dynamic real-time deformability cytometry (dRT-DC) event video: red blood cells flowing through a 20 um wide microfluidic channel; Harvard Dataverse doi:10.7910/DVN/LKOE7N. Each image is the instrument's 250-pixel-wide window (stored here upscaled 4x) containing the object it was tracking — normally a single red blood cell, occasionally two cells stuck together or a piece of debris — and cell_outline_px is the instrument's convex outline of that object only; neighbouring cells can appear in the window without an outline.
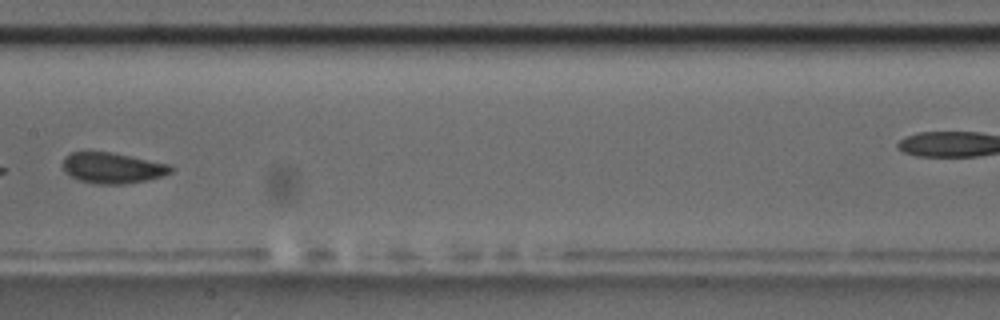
{"species": "common noctule bat (a hibernating species)", "species_latin": "Nyctalus noctula", "temperature_condition": "room temperature", "stored_images_in_passage": 11, "camera_frame_rate_fps": 3000, "um_per_image_px": 0.085, "animal": {"sex": "male", "body_mass_g": 17.5, "forearm_length_mm": 52.3}, "frame": {"image": 1, "passage_image": 7, "time_ms": 8.0, "image_size_px": [1000, 320], "cell_outline_px": [[176, 168], [172, 172], [164, 176], [148, 180], [124, 184], [96, 184], [80, 180], [64, 172], [64, 156], [72, 152], [112, 152], [172, 164]], "centroid_in_image_um": [9.65, 14.27], "position_along_channel_um": 197.8, "area_um2": 19.59}}
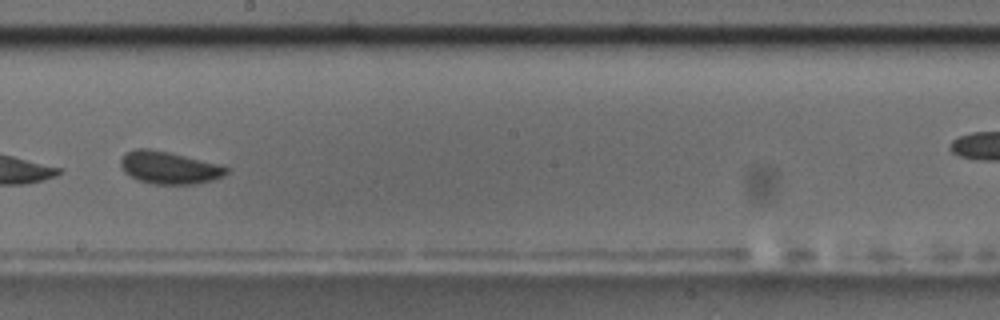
{"frame": {"image": 2, "passage_image": 8, "time_ms": 9.0, "image_size_px": [1000, 320], "cell_outline_px": [[228, 172], [224, 176], [212, 180], [192, 184], [152, 184], [136, 180], [124, 172], [120, 164], [120, 156], [124, 152], [136, 148], [148, 148], [168, 152], [216, 164], [228, 168]], "centroid_in_image_um": [14.29, 14.25], "position_along_channel_um": 233.9, "area_um2": 19.94}}